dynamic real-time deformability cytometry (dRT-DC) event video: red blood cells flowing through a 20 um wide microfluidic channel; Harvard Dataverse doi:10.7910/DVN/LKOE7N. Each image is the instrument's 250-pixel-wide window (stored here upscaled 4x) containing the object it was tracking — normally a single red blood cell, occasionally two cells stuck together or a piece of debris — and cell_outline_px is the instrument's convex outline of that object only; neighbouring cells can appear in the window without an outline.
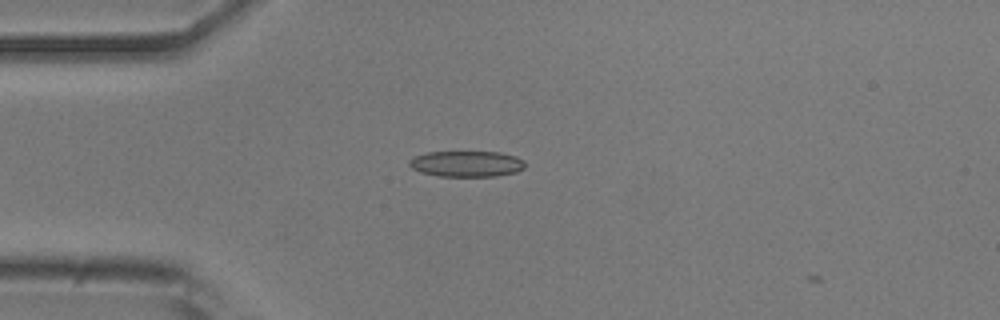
{"species": "common noctule bat (a hibernating species)", "species_latin": "Nyctalus noctula", "temperature_condition": "room temperature", "stored_images_in_passage": 2, "camera_frame_rate_fps": 3000, "um_per_image_px": 0.085, "animal": {"sex": "male", "body_mass_g": 20.5, "forearm_length_mm": 52.5}, "frame": {"image": 1, "passage_image": 1, "time_ms": 0.0, "image_size_px": [1000, 320], "cell_outline_px": [[524, 168], [516, 172], [496, 176], [440, 176], [420, 172], [412, 168], [408, 164], [408, 160], [416, 156], [428, 152], [500, 152], [516, 156], [524, 160]], "centroid_in_image_um": [39.67, 13.92], "position_along_channel_um": 45.3, "area_um2": 17.46}}